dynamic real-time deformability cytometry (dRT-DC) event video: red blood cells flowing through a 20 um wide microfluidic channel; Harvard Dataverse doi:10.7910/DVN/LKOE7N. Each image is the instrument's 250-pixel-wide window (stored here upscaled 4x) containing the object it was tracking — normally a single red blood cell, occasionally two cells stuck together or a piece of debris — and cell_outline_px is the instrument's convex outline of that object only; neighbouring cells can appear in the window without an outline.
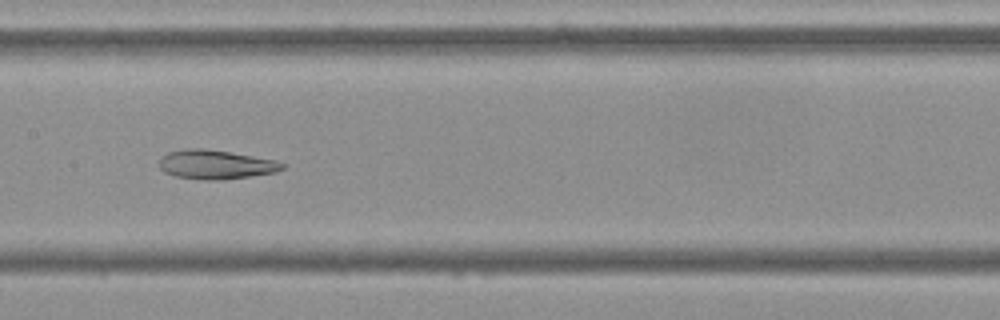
{"species": "Egyptian fruit bat (a non-hibernating species)", "species_latin": "Rousettus aegyptiacus", "temperature_condition": "cold", "stored_images_in_passage": 55, "camera_frame_rate_fps": 3000, "um_per_image_px": 0.085, "frame": {"image": 1, "passage_image": 27, "time_ms": 8.667, "image_size_px": [1000, 320], "cell_outline_px": [[284, 168], [276, 172], [220, 180], [200, 180], [176, 176], [164, 172], [160, 168], [160, 160], [168, 152], [188, 148], [204, 148], [276, 160], [284, 164]], "centroid_in_image_um": [18.32, 13.99], "position_along_channel_um": 189.1, "area_um2": 20.63}}
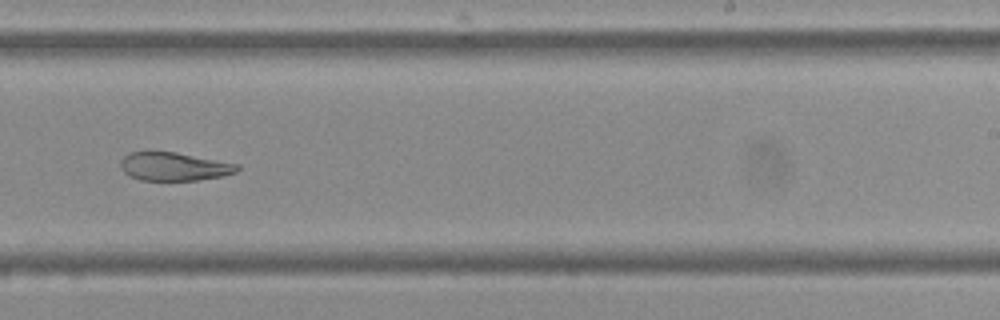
{"frame": {"image": 2, "passage_image": 34, "time_ms": 11.0, "image_size_px": [1000, 320], "cell_outline_px": [[240, 168], [236, 172], [220, 176], [196, 180], [140, 180], [128, 176], [120, 168], [120, 160], [128, 152], [176, 152], [240, 164]], "centroid_in_image_um": [14.77, 14.15], "position_along_channel_um": 274.2, "area_um2": 19.31}}
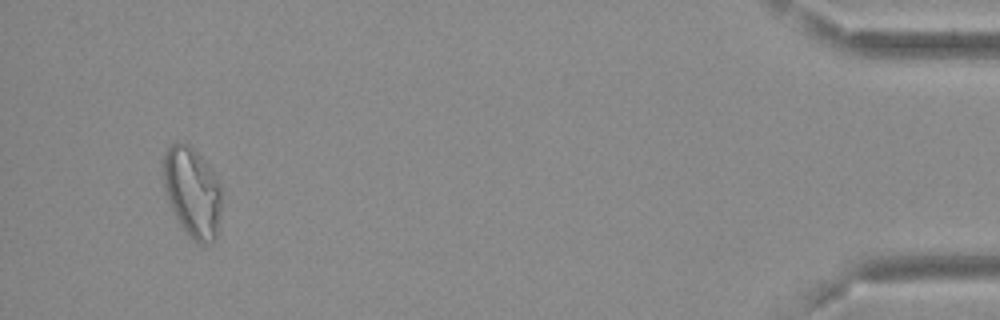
{"frame": {"image": 3, "passage_image": 52, "time_ms": 17.0, "image_size_px": [1000, 320], "cell_outline_px": [[220, 216], [216, 240], [208, 244], [200, 244], [192, 240], [188, 236], [180, 224], [168, 204], [164, 188], [160, 160], [164, 152], [176, 140], [188, 144], [208, 164], [220, 180]], "centroid_in_image_um": [16.31, 16.32], "position_along_channel_um": 418.9, "area_um2": 31.44}, "authors_computed_cell_mechanics": {"area_um2": 26.1834, "velocity_mm_per_s": 3.6648, "shape_relaxation_time_tau1_ms": null, "shape_relaxation_time_tau2_ms": 4.2428, "deformation_change_tau1": null, "deformation_change_tau2": 0.094}}